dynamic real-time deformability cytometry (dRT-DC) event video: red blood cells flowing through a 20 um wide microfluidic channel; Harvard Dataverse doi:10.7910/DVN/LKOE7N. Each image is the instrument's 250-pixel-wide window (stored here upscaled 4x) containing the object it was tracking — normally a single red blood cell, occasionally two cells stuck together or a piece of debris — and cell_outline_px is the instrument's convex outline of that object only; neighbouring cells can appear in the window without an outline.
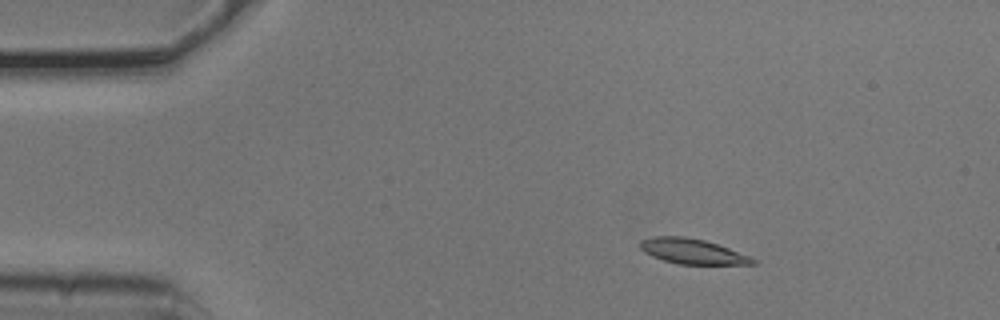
{"species": "common noctule bat (a hibernating species)", "species_latin": "Nyctalus noctula", "temperature_condition": "cold", "stored_images_in_passage": 5, "camera_frame_rate_fps": 3000, "um_per_image_px": 0.085, "animal": {"sex": "male", "body_mass_g": 20.5, "forearm_length_mm": 52.5}, "frame": {"image": 1, "passage_image": 3, "time_ms": 0.667, "image_size_px": [1000, 320], "cell_outline_px": [[756, 264], [680, 264], [664, 260], [652, 256], [644, 252], [640, 248], [640, 240], [652, 236], [684, 236], [704, 240], [728, 248], [748, 256], [756, 260]], "centroid_in_image_um": [58.8, 21.35], "position_along_channel_um": 26.2, "area_um2": 16.3}}